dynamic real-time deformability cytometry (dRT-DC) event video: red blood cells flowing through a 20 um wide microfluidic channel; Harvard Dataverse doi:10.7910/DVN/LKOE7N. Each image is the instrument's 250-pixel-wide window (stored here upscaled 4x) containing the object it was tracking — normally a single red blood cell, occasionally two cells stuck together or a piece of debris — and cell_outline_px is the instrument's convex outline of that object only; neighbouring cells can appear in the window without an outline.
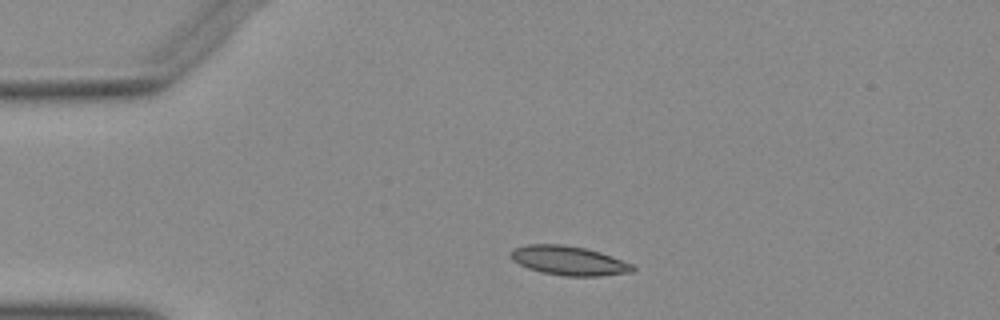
{"species": "Egyptian fruit bat (a non-hibernating species)", "species_latin": "Rousettus aegyptiacus", "temperature_condition": "warm", "stored_images_in_passage": 46, "camera_frame_rate_fps": 3000, "um_per_image_px": 0.085, "animal": {"sex": "female"}, "frame": {"image": 1, "passage_image": 6, "time_ms": 1.667, "image_size_px": [1000, 320], "cell_outline_px": [[636, 268], [632, 272], [600, 276], [568, 276], [540, 272], [528, 268], [512, 260], [512, 248], [524, 244], [564, 244], [584, 248], [600, 252], [632, 264]], "centroid_in_image_um": [48.34, 22.15], "position_along_channel_um": 36.7, "area_um2": 20.69}}
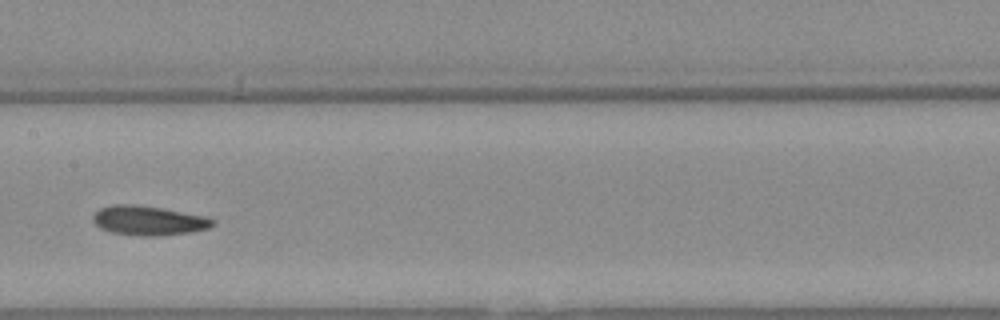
{"frame": {"image": 2, "passage_image": 21, "time_ms": 6.667, "image_size_px": [1000, 320], "cell_outline_px": [[216, 224], [212, 228], [192, 232], [160, 236], [136, 236], [112, 232], [100, 228], [92, 220], [92, 216], [100, 208], [116, 204], [128, 204], [160, 208], [204, 216], [212, 220]], "centroid_in_image_um": [12.63, 18.77], "position_along_channel_um": 194.8, "area_um2": 20.46}}
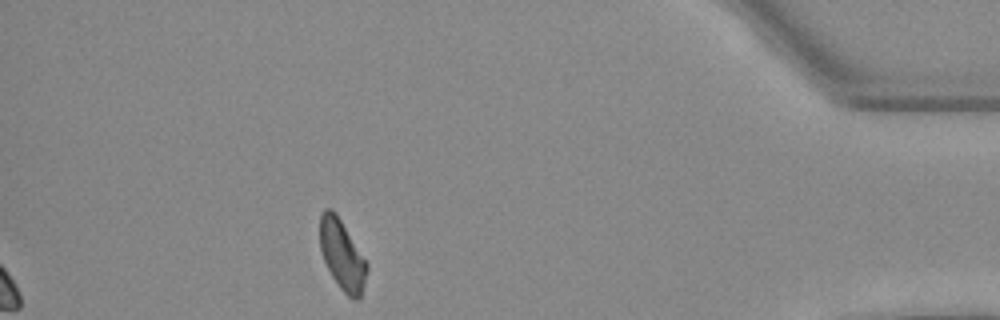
{"frame": {"image": 3, "passage_image": 41, "time_ms": 13.333, "image_size_px": [1000, 320], "cell_outline_px": [[368, 268], [364, 284], [360, 296], [356, 300], [352, 300], [340, 288], [332, 276], [324, 260], [320, 248], [320, 216], [324, 208], [332, 208], [336, 212], [368, 264]], "centroid_in_image_um": [29.07, 21.65], "position_along_channel_um": 406.1, "area_um2": 19.02}}